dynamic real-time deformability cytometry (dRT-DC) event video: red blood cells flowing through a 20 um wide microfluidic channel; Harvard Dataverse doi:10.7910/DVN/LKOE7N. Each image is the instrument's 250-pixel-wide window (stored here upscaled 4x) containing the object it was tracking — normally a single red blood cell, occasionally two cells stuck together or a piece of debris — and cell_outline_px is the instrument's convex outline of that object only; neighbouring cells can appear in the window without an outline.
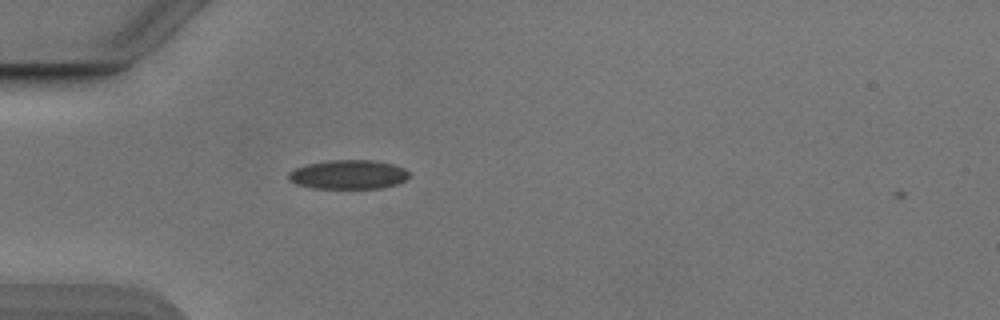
{"species": "Egyptian fruit bat (a non-hibernating species)", "species_latin": "Rousettus aegyptiacus", "temperature_condition": "cold", "stored_images_in_passage": 42, "camera_frame_rate_fps": 3000, "um_per_image_px": 0.085, "animal": {"sex": "male"}, "frame": {"image": 1, "passage_image": 4, "time_ms": 1.0, "image_size_px": [1000, 320], "cell_outline_px": [[408, 176], [404, 180], [396, 184], [380, 188], [312, 188], [296, 184], [288, 180], [288, 172], [296, 168], [308, 164], [328, 160], [376, 160], [392, 164], [404, 168], [408, 172]], "centroid_in_image_um": [29.58, 14.83], "position_along_channel_um": 55.4, "area_um2": 20.4}}
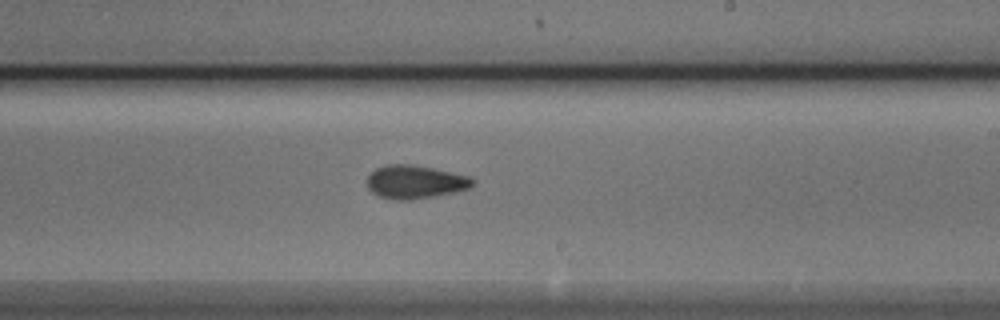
{"frame": {"image": 2, "passage_image": 20, "time_ms": 6.333, "image_size_px": [1000, 320], "cell_outline_px": [[476, 184], [472, 188], [456, 192], [436, 196], [412, 200], [396, 200], [380, 196], [372, 192], [368, 188], [368, 176], [376, 168], [388, 164], [408, 164], [432, 168], [468, 176], [476, 180]], "centroid_in_image_um": [35.33, 15.48], "position_along_channel_um": 253.7, "area_um2": 20.58}}
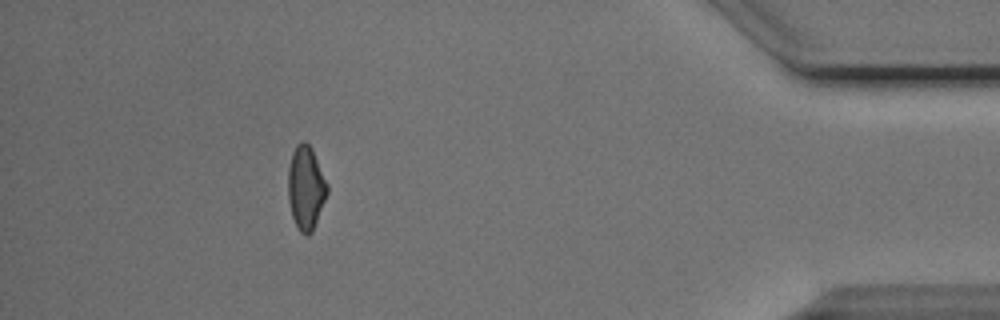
{"frame": {"image": 3, "passage_image": 36, "time_ms": 11.667, "image_size_px": [1000, 320], "cell_outline_px": [[328, 192], [312, 232], [308, 236], [300, 232], [296, 228], [292, 216], [288, 200], [288, 168], [292, 152], [296, 144], [300, 140], [304, 140], [312, 148], [328, 184]], "centroid_in_image_um": [25.99, 15.95], "position_along_channel_um": 409.2, "area_um2": 19.31}, "authors_computed_cell_mechanics": {"area_um2": 19.7098, "velocity_mm_per_s": 3.8841, "shape_relaxation_time_tau1_ms": 5.1604, "shape_relaxation_time_tau2_ms": 2.928, "deformation_change_tau1": 0.1256, "deformation_change_tau2": 0.0948}}